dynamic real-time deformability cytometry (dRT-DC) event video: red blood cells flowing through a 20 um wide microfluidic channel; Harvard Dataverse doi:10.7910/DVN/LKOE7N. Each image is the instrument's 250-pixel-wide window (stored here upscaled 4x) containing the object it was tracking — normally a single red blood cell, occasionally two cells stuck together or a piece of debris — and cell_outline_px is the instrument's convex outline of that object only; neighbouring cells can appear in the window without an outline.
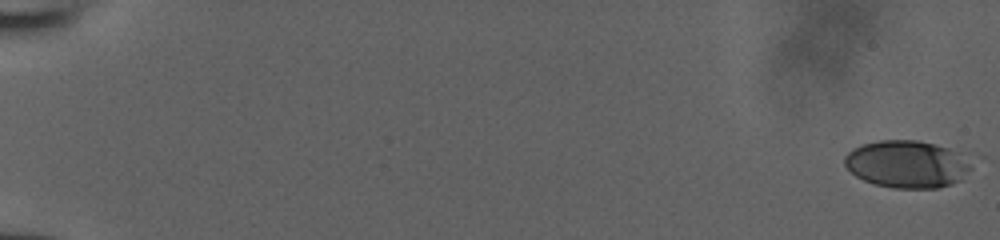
{"species": "human", "species_latin": "Homo sapiens", "temperature_condition": "room temperature", "stored_images_in_passage": 53, "camera_frame_rate_fps": 3000, "um_per_image_px": 0.085, "donor": {"sex": "male"}, "frame": {"image": 1, "passage_image": 1, "time_ms": 0.0, "image_size_px": [1000, 240], "cell_outline_px": [[984, 156], [960, 180], [952, 184], [936, 188], [892, 188], [876, 184], [864, 180], [856, 176], [844, 164], [844, 156], [852, 148], [860, 144], [880, 140], [916, 140]], "centroid_in_image_um": [77.28, 13.92], "position_along_channel_um": 7.7, "area_um2": 36.36}}
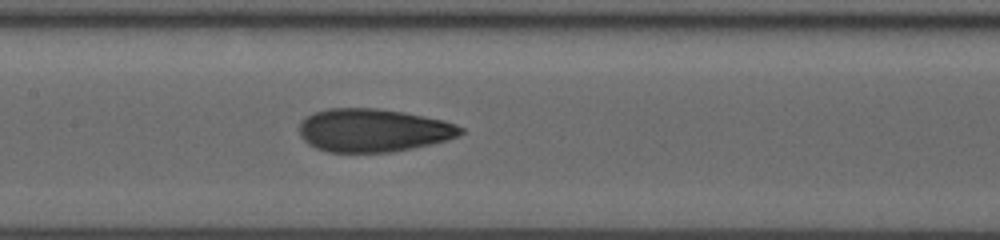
{"frame": {"image": 2, "passage_image": 29, "time_ms": 9.333, "image_size_px": [1000, 240], "cell_outline_px": [[464, 132], [460, 136], [448, 140], [392, 152], [328, 152], [316, 148], [308, 144], [300, 136], [300, 124], [304, 116], [312, 112], [328, 108], [376, 108], [404, 112], [444, 120], [456, 124], [464, 128]], "centroid_in_image_um": [31.72, 11.07], "position_along_channel_um": 175.7, "area_um2": 40.86}}
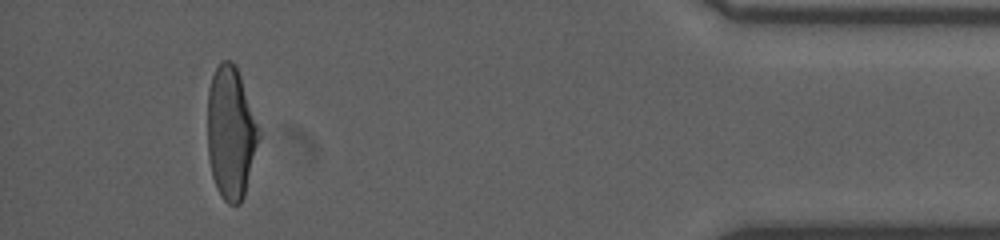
{"frame": {"image": 3, "passage_image": 50, "time_ms": 16.333, "image_size_px": [1000, 240], "cell_outline_px": [[260, 136], [244, 196], [240, 204], [228, 204], [220, 196], [216, 188], [212, 176], [208, 156], [208, 88], [212, 76], [220, 60], [232, 60], [236, 64], [260, 128]], "centroid_in_image_um": [19.62, 11.27], "position_along_channel_um": 415.6, "area_um2": 39.88}}